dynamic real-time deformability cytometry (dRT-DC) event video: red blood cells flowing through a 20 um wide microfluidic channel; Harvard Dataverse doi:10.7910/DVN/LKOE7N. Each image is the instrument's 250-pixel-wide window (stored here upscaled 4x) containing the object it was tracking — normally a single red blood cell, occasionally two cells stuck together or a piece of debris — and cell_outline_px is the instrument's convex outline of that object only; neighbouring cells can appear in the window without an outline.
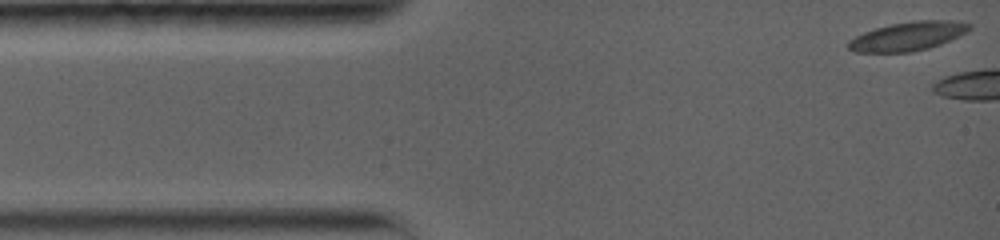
{"species": "common noctule bat (a hibernating species)", "species_latin": "Nyctalus noctula", "temperature_condition": "warm", "stored_images_in_passage": 9, "camera_frame_rate_fps": 5000, "um_per_image_px": 0.085, "animal": {"sex": "female", "body_mass_g": 19.0, "forearm_length_mm": 56.7}, "frame": {"image": 1, "passage_image": 1, "time_ms": 0.0, "image_size_px": [1000, 240], "cell_outline_px": [[972, 28], [968, 32], [940, 44], [928, 48], [912, 52], [856, 52], [848, 48], [848, 40], [864, 32], [876, 28], [892, 24], [912, 20], [956, 20], [972, 24]], "centroid_in_image_um": [77.21, 3.07], "position_along_channel_um": 7.8, "area_um2": 20.4}}